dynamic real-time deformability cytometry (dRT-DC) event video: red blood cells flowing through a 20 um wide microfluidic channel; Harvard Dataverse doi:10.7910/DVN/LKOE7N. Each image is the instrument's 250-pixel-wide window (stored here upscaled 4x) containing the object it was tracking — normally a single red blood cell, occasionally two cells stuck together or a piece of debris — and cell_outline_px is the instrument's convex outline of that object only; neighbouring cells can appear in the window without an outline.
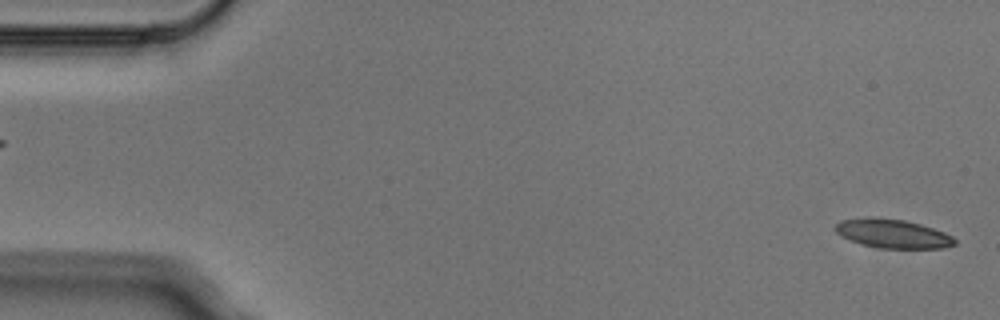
{"species": "Egyptian fruit bat (a non-hibernating species)", "species_latin": "Rousettus aegyptiacus", "temperature_condition": "cold", "stored_images_in_passage": 5, "segment_of_instrument_passage": [2, 2], "camera_frame_rate_fps": 3000, "um_per_image_px": 0.085, "animal": {"sex": "male"}, "frame": {"image": 1, "passage_image": 5, "time_ms": 1.333, "image_size_px": [1000, 320], "cell_outline_px": [[956, 244], [944, 248], [876, 248], [860, 244], [840, 236], [832, 228], [840, 220], [864, 216], [872, 216], [904, 220], [920, 224], [944, 232], [952, 236], [956, 240]], "centroid_in_image_um": [75.81, 19.85], "position_along_channel_um": 9.2, "area_um2": 20.46}}